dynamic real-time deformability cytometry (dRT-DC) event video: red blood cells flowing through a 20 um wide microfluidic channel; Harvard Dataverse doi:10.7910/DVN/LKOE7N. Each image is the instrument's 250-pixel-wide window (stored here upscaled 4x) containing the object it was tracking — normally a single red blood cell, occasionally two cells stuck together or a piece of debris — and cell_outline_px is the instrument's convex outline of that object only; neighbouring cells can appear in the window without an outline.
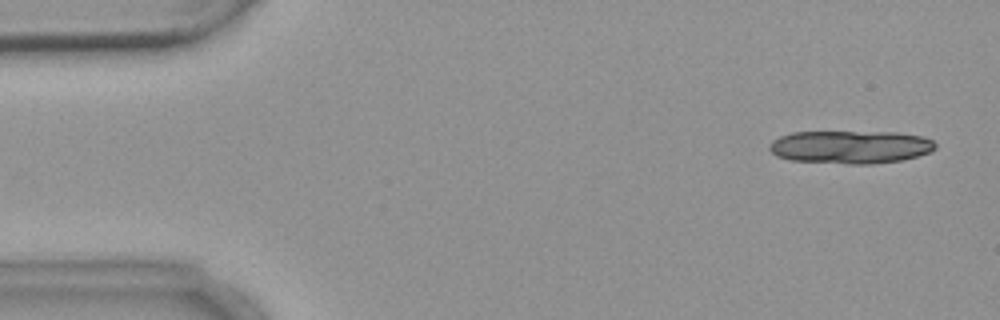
{"species": "common noctule bat (a hibernating species)", "species_latin": "Nyctalus noctula", "temperature_condition": "warm", "stored_images_in_passage": 6, "camera_frame_rate_fps": 3000, "um_per_image_px": 0.085, "animal": {"sex": "female", "body_mass_g": 18.4}, "frame": {"image": 1, "passage_image": 1, "time_ms": 0.0, "image_size_px": [1000, 320], "cell_outline_px": [[936, 148], [932, 152], [900, 160], [872, 164], [848, 164], [792, 160], [776, 156], [768, 148], [772, 140], [780, 136], [792, 132], [896, 132], [924, 136], [932, 140], [936, 144]], "centroid_in_image_um": [72.3, 12.49], "position_along_channel_um": 12.7, "area_um2": 32.08}}